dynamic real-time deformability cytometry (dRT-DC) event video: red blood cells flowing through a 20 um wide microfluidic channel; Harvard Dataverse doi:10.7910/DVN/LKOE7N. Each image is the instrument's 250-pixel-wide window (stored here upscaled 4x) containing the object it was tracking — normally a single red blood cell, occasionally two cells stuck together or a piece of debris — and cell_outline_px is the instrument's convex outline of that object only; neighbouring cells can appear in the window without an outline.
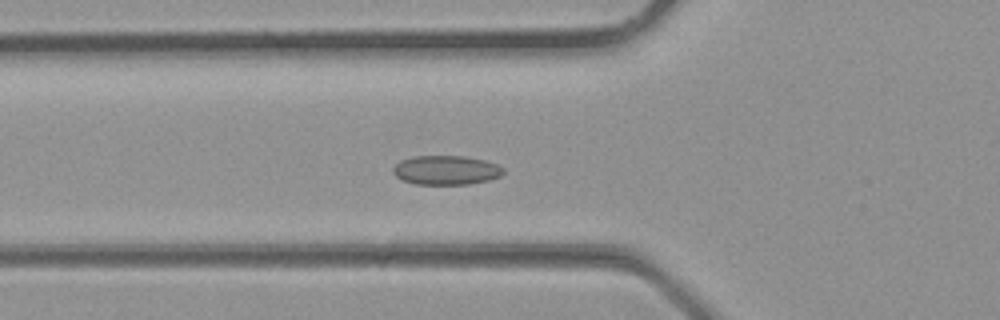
{"species": "common noctule bat (a hibernating species)", "species_latin": "Nyctalus noctula", "temperature_condition": "room temperature", "stored_images_in_passage": 26, "camera_frame_rate_fps": 3000, "um_per_image_px": 0.085, "animal": {"sex": "male", "body_mass_g": 23.1, "forearm_length_mm": 52.7}, "frame": {"image": 1, "passage_image": 3, "time_ms": 0.667, "image_size_px": [1000, 320], "cell_outline_px": [[504, 172], [500, 176], [488, 180], [468, 184], [416, 184], [404, 180], [396, 176], [392, 172], [392, 168], [400, 160], [416, 156], [468, 156], [484, 160], [496, 164], [504, 168]], "centroid_in_image_um": [37.92, 14.45], "position_along_channel_um": 87.9, "area_um2": 18.73}}
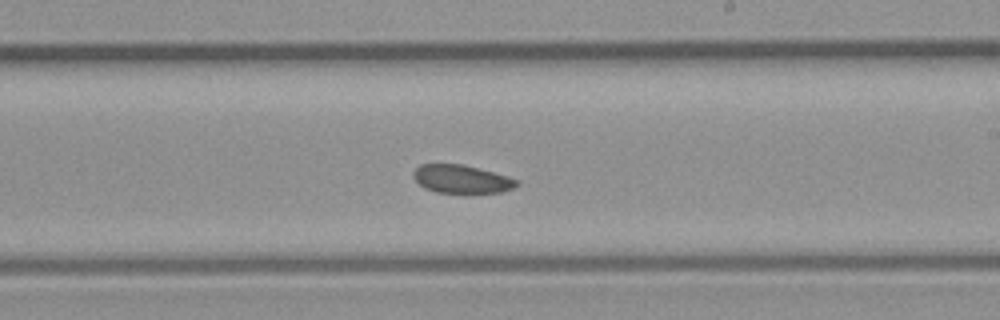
{"frame": {"image": 2, "passage_image": 11, "time_ms": 3.333, "image_size_px": [1000, 320], "cell_outline_px": [[520, 184], [512, 188], [500, 192], [464, 196], [436, 192], [424, 188], [412, 176], [412, 172], [420, 164], [460, 164], [492, 172], [520, 180]], "centroid_in_image_um": [39.23, 15.28], "position_along_channel_um": 249.8, "area_um2": 17.63}}
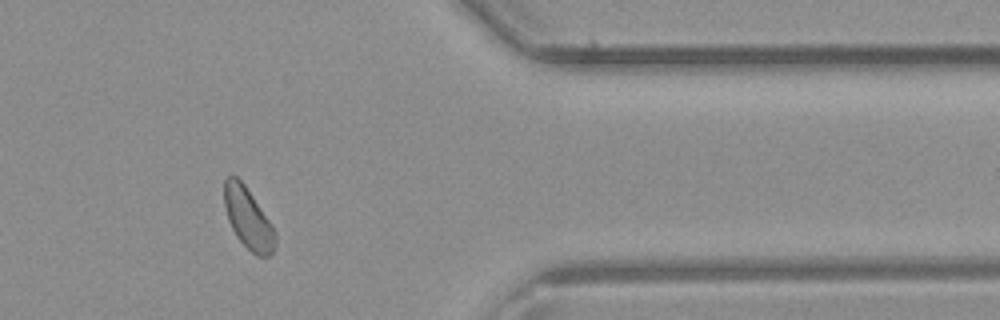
{"frame": {"image": 3, "passage_image": 19, "time_ms": 6.0, "image_size_px": [1000, 320], "cell_outline_px": [[276, 244], [272, 252], [268, 256], [256, 256], [236, 236], [228, 220], [224, 204], [224, 180], [232, 172], [244, 184], [272, 224], [276, 232]], "centroid_in_image_um": [21.09, 18.54], "position_along_channel_um": 390.3, "area_um2": 18.09}}